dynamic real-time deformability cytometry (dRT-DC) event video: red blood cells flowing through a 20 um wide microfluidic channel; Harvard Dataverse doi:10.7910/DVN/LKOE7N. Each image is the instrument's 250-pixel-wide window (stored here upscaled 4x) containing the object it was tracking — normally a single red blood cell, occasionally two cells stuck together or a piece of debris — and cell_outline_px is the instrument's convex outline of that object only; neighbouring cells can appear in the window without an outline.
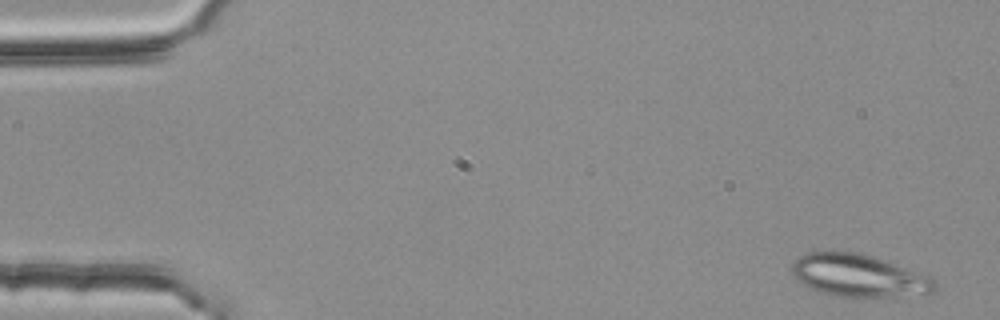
{"species": "common noctule bat (a hibernating species)", "species_latin": "Nyctalus noctula", "temperature_condition": "room temperature", "stored_images_in_passage": 4, "camera_frame_rate_fps": 3000, "um_per_image_px": 0.085, "animal": {"sex": "female", "body_mass_g": 25.1}, "frame": {"image": 1, "passage_image": 1, "time_ms": 0.0, "image_size_px": [1000, 320], "cell_outline_px": [[936, 288], [932, 292], [860, 300], [832, 296], [820, 292], [796, 280], [792, 272], [792, 264], [804, 252], [860, 252], [896, 264], [928, 276], [936, 280]], "centroid_in_image_um": [72.97, 23.46], "position_along_channel_um": 12.0, "area_um2": 35.78}}